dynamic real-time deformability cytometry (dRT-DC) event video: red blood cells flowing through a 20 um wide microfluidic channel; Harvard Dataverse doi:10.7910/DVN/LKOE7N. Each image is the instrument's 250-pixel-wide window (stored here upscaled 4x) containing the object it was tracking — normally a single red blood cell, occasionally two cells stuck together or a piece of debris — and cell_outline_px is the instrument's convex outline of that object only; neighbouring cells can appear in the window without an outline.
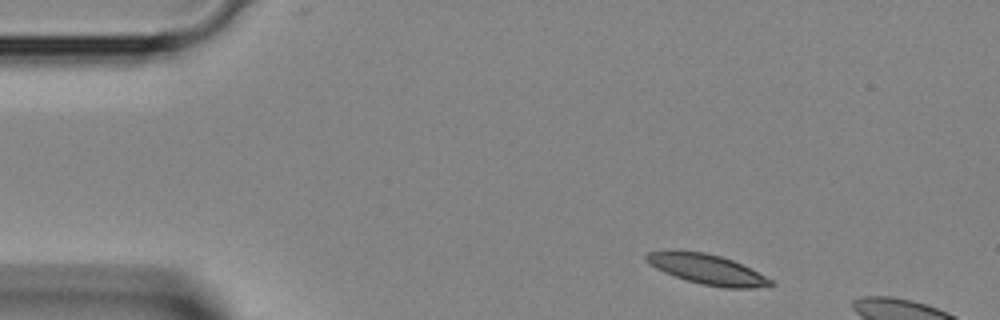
{"species": "Egyptian fruit bat (a non-hibernating species)", "species_latin": "Rousettus aegyptiacus", "temperature_condition": "room temperature", "stored_images_in_passage": 6, "camera_frame_rate_fps": 3000, "um_per_image_px": 0.085, "animal": {"sex": "female"}, "frame": {"image": 1, "passage_image": 1, "time_ms": 0.0, "image_size_px": [1000, 320], "cell_outline_px": [[776, 284], [752, 288], [724, 288], [704, 284], [688, 280], [664, 272], [656, 268], [644, 260], [644, 256], [648, 252], [704, 252], [720, 256], [732, 260], [772, 280]], "centroid_in_image_um": [60.11, 22.91], "position_along_channel_um": 24.9, "area_um2": 20.92}}